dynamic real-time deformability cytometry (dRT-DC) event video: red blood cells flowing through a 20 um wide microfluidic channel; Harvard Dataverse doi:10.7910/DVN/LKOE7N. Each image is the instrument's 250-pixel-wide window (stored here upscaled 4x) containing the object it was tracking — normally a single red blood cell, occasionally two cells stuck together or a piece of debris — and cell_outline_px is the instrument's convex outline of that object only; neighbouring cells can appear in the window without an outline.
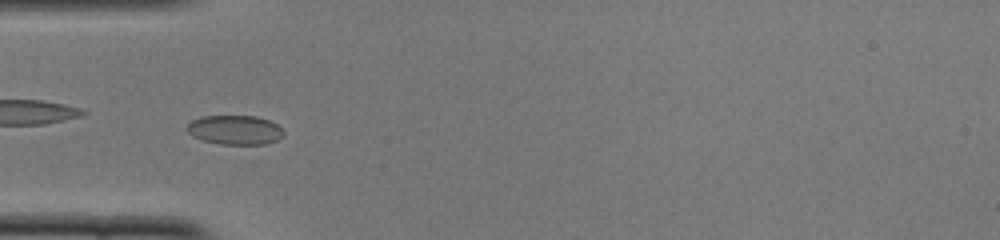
{"species": "common noctule bat (a hibernating species)", "species_latin": "Nyctalus noctula", "temperature_condition": "cold", "stored_images_in_passage": 51, "camera_frame_rate_fps": 3000, "um_per_image_px": 0.085, "animal": {"sex": "female", "body_mass_g": 22.0, "forearm_length_mm": 56.7}, "frame": {"image": 1, "passage_image": 16, "time_ms": 5.0, "image_size_px": [1000, 240], "cell_outline_px": [[284, 136], [276, 140], [264, 144], [220, 144], [204, 140], [192, 136], [188, 132], [188, 124], [192, 120], [204, 116], [256, 116], [268, 120], [276, 124], [284, 132]], "centroid_in_image_um": [19.98, 11.04], "position_along_channel_um": 65.0, "area_um2": 16.3}}
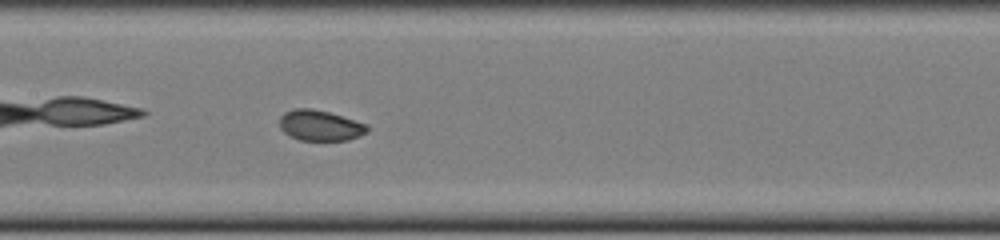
{"frame": {"image": 2, "passage_image": 25, "time_ms": 8.0, "image_size_px": [1000, 240], "cell_outline_px": [[368, 132], [360, 136], [348, 140], [300, 140], [288, 136], [280, 128], [280, 116], [284, 112], [296, 108], [312, 108], [328, 112], [364, 124], [368, 128]], "centroid_in_image_um": [27.16, 10.67], "position_along_channel_um": 180.2, "area_um2": 15.49}}
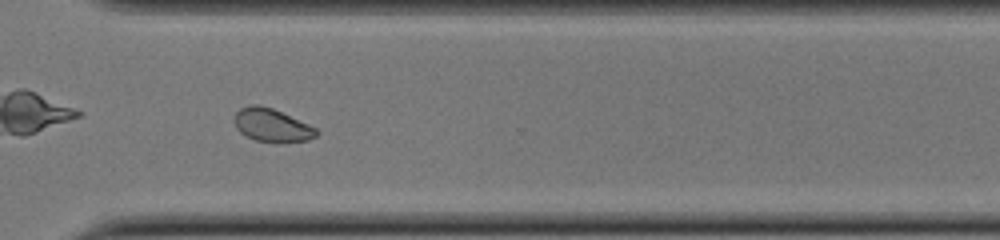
{"frame": {"image": 3, "passage_image": 38, "time_ms": 12.333, "image_size_px": [1000, 240], "cell_outline_px": [[320, 132], [316, 136], [308, 140], [284, 144], [280, 144], [256, 140], [240, 132], [236, 128], [236, 112], [240, 108], [252, 104], [260, 104], [272, 108], [308, 124], [316, 128]], "centroid_in_image_um": [23.15, 10.67], "position_along_channel_um": 347.4, "area_um2": 15.95}, "authors_computed_cell_mechanics": {"area_um2": 16.2418, "velocity_mm_per_s": 3.846, "shape_relaxation_time_tau1_ms": null, "shape_relaxation_time_tau2_ms": 2.2554, "deformation_change_tau1": null, "deformation_change_tau2": 0.0411}}